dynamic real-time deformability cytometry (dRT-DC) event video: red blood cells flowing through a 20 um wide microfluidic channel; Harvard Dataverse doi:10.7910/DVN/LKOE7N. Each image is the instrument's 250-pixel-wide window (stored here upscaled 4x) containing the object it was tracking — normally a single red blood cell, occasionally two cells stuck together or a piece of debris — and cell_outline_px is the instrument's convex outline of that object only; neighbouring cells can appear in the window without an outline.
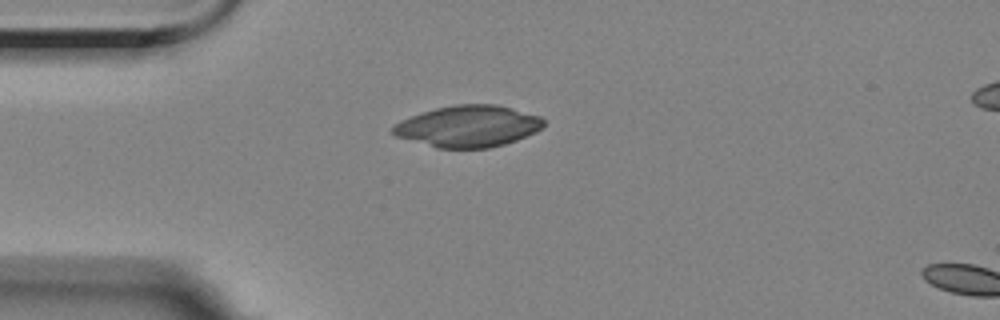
{"species": "Egyptian fruit bat (a non-hibernating species)", "species_latin": "Rousettus aegyptiacus", "temperature_condition": "room temperature", "stored_images_in_passage": 4, "camera_frame_rate_fps": 3000, "um_per_image_px": 0.085, "animal": {"sex": "female"}, "frame": {"image": 1, "passage_image": 1, "time_ms": 0.0, "image_size_px": [1000, 320], "cell_outline_px": [[544, 124], [536, 132], [516, 140], [504, 144], [488, 148], [436, 148], [396, 136], [392, 132], [392, 128], [396, 124], [412, 116], [436, 108], [456, 104], [496, 104], [512, 108], [540, 116], [544, 120]], "centroid_in_image_um": [39.82, 10.73], "position_along_channel_um": 45.2, "area_um2": 36.13}}